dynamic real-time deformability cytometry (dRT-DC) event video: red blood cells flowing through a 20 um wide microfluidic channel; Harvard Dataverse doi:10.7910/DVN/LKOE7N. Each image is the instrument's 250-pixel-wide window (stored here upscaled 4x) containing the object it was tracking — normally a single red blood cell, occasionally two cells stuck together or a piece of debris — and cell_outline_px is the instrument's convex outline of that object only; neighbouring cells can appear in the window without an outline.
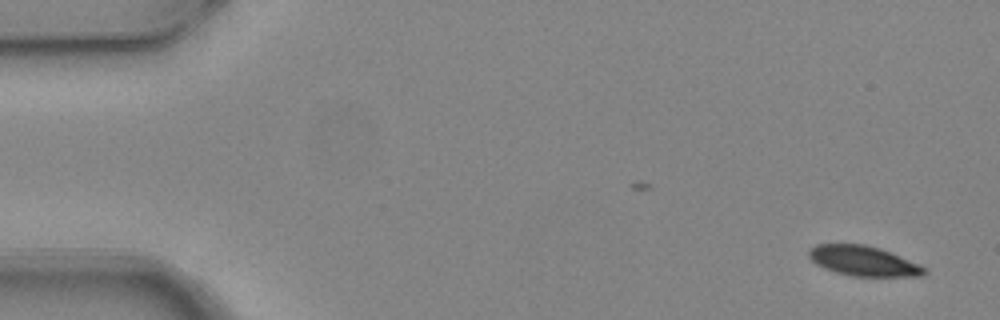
{"species": "common noctule bat (a hibernating species)", "species_latin": "Nyctalus noctula", "temperature_condition": "warm", "stored_images_in_passage": 5, "segment_of_instrument_passage": [1, 2], "camera_frame_rate_fps": 3000, "um_per_image_px": 0.085, "animal": {"sex": "female", "body_mass_g": 24.6, "forearm_length_mm": 56.2}, "frame": {"image": 1, "passage_image": 1, "time_ms": 0.0, "image_size_px": [1000, 320], "cell_outline_px": [[928, 272], [924, 276], [852, 276], [836, 272], [824, 268], [816, 264], [808, 256], [808, 248], [816, 244], [864, 244], [880, 248], [920, 264], [928, 268]], "centroid_in_image_um": [73.4, 22.18], "position_along_channel_um": 11.6, "area_um2": 20.35}}